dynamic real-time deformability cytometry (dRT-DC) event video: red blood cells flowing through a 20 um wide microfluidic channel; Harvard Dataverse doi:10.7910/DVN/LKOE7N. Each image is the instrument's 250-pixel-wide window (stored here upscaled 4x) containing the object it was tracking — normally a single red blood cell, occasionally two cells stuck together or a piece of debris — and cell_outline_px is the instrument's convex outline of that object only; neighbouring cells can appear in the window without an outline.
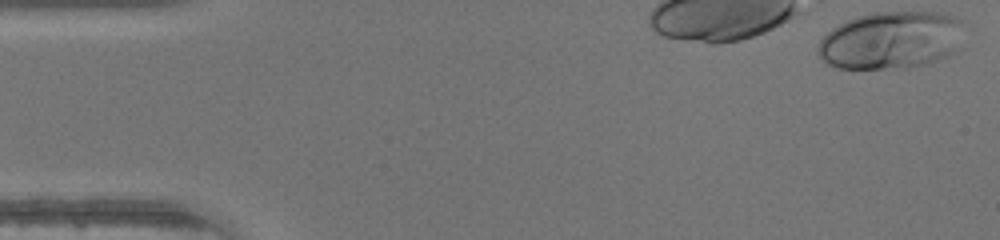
{"species": "human", "species_latin": "Homo sapiens", "temperature_condition": "warm", "stored_images_in_passage": 31, "camera_frame_rate_fps": 3000, "um_per_image_px": 0.085, "donor": {"sex": "male"}, "frame": {"image": 1, "passage_image": 1, "time_ms": 0.0, "image_size_px": [1000, 240], "cell_outline_px": [[968, 20], [948, 56], [912, 68], [836, 68], [828, 64], [816, 52], [816, 48], [820, 40], [832, 28], [856, 16], [876, 12], [944, 12]], "centroid_in_image_um": [75.73, 3.4], "position_along_channel_um": 9.3, "area_um2": 49.07}}
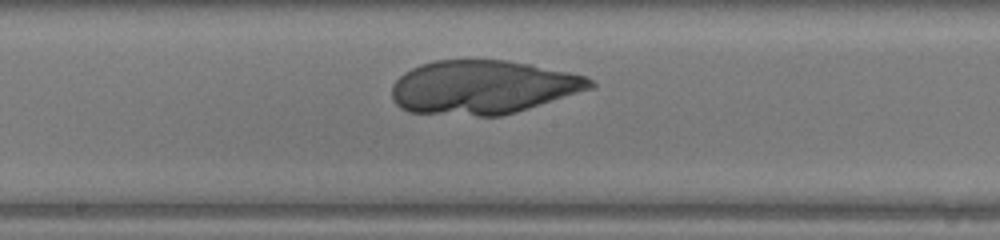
{"frame": {"image": 2, "passage_image": 19, "time_ms": 6.0, "image_size_px": [1000, 240], "cell_outline_px": [[596, 88], [516, 112], [500, 116], [476, 116], [408, 112], [400, 108], [392, 100], [392, 84], [404, 72], [420, 64], [436, 60], [504, 60], [532, 64], [588, 76], [596, 84]], "centroid_in_image_um": [41.07, 7.42], "position_along_channel_um": 207.1, "area_um2": 62.71}}
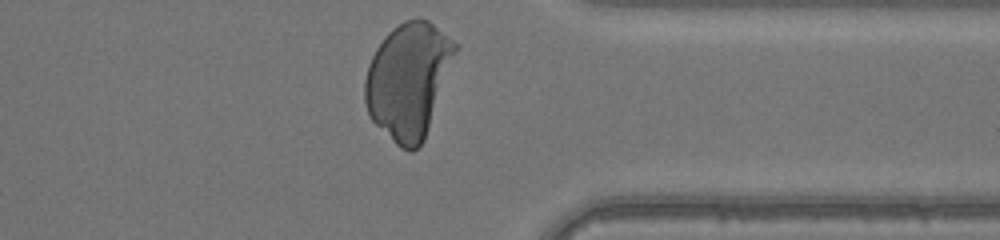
{"frame": {"image": 3, "passage_image": 31, "time_ms": 10.0, "image_size_px": [1000, 240], "cell_outline_px": [[460, 44], [424, 140], [412, 152], [408, 152], [400, 148], [372, 120], [368, 112], [364, 100], [364, 80], [368, 64], [376, 48], [384, 36], [392, 28], [404, 20], [428, 20]], "centroid_in_image_um": [34.71, 6.81], "position_along_channel_um": 376.7, "area_um2": 60.63}}